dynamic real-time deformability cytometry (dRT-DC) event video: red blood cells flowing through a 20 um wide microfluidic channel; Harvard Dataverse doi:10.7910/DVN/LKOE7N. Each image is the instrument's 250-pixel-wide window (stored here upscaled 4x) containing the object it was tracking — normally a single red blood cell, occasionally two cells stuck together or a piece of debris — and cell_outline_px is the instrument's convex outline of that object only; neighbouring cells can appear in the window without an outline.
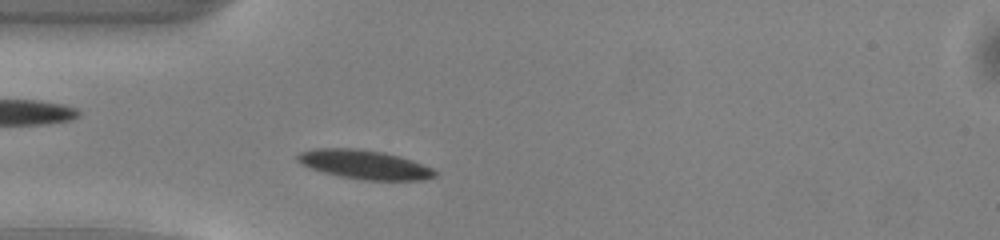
{"species": "common noctule bat (a hibernating species)", "species_latin": "Nyctalus noctula", "temperature_condition": "warm", "stored_images_in_passage": 41, "camera_frame_rate_fps": 3000, "um_per_image_px": 0.085, "animal": {"sex": "male", "body_mass_g": 13.0, "forearm_length_mm": 53.1}, "frame": {"image": 1, "passage_image": 5, "time_ms": 1.333, "image_size_px": [1000, 240], "cell_outline_px": [[436, 176], [424, 180], [364, 180], [340, 176], [324, 172], [300, 164], [296, 160], [296, 156], [300, 152], [316, 148], [356, 148], [384, 152], [400, 156], [424, 164], [432, 168], [436, 172]], "centroid_in_image_um": [30.99, 13.98], "position_along_channel_um": 54.0, "area_um2": 23.29}}
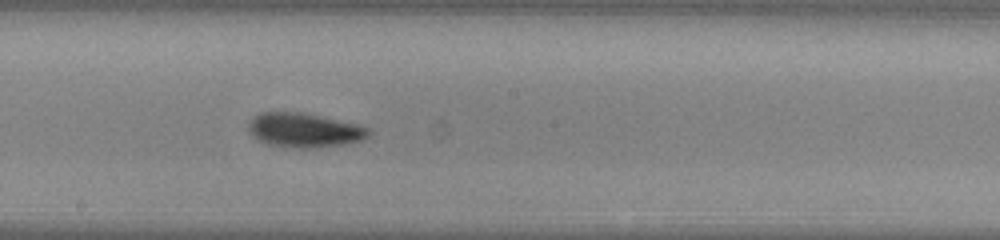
{"frame": {"image": 2, "passage_image": 18, "time_ms": 5.667, "image_size_px": [1000, 240], "cell_outline_px": [[372, 132], [368, 136], [360, 140], [344, 144], [304, 148], [268, 144], [256, 140], [252, 136], [248, 128], [248, 124], [252, 116], [260, 112], [300, 112], [356, 124], [368, 128]], "centroid_in_image_um": [25.8, 11.05], "position_along_channel_um": 222.4, "area_um2": 23.7}}
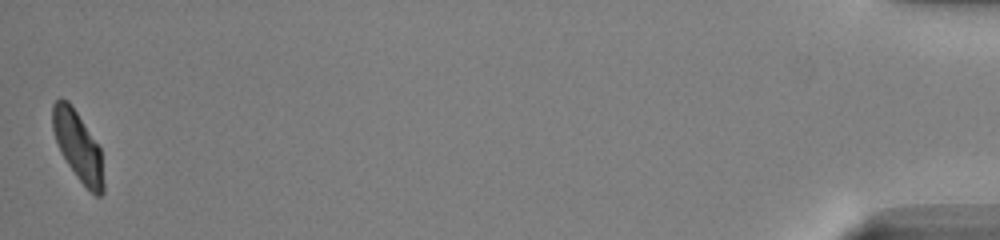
{"frame": {"image": 3, "passage_image": 41, "time_ms": 13.333, "image_size_px": [1000, 240], "cell_outline_px": [[104, 192], [100, 196], [96, 196], [76, 176], [60, 152], [52, 128], [52, 104], [60, 96], [68, 100], [72, 104], [100, 148], [104, 184]], "centroid_in_image_um": [6.61, 12.37], "position_along_channel_um": 428.6, "area_um2": 20.52}, "authors_computed_cell_mechanics": {"area_um2": 22.253, "velocity_mm_per_s": 4.021, "shape_relaxation_time_tau1_ms": 2.7556, "shape_relaxation_time_tau2_ms": 2.6178, "deformation_change_tau1": 0.1248, "deformation_change_tau2": 0.0884}}